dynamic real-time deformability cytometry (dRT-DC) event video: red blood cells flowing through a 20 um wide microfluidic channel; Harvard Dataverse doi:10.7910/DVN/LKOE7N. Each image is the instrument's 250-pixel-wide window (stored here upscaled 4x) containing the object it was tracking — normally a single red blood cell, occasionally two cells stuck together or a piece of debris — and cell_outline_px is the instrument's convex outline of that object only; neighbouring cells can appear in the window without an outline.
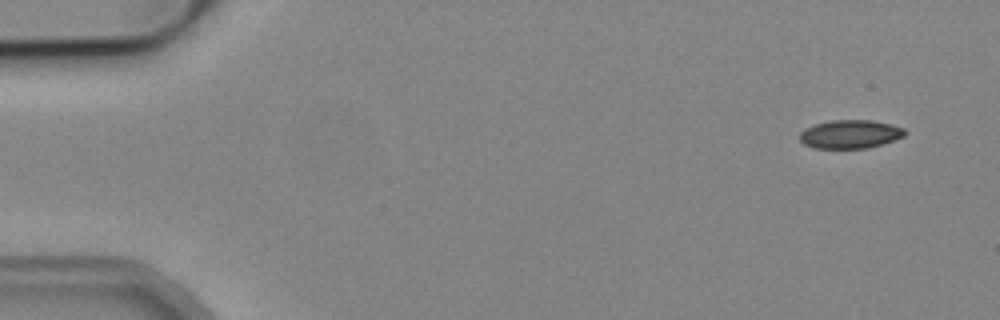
{"species": "common noctule bat (a hibernating species)", "species_latin": "Nyctalus noctula", "temperature_condition": "cold", "stored_images_in_passage": 50, "camera_frame_rate_fps": 3000, "um_per_image_px": 0.085, "animal": {"sex": "male", "body_mass_g": 19.2, "forearm_length_mm": 51.8}, "frame": {"image": 1, "passage_image": 1, "time_ms": 0.0, "image_size_px": [1000, 320], "cell_outline_px": [[904, 136], [868, 148], [816, 148], [804, 144], [800, 140], [800, 132], [804, 128], [816, 124], [832, 120], [872, 120], [904, 128]], "centroid_in_image_um": [72.22, 11.4], "position_along_channel_um": 12.8, "area_um2": 17.17}}
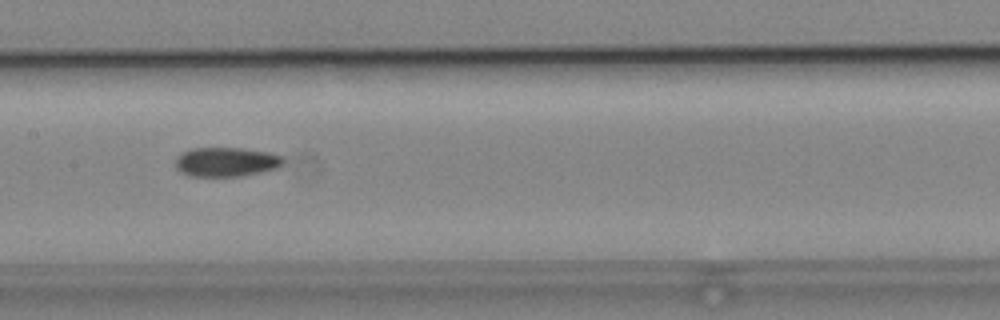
{"frame": {"image": 2, "passage_image": 24, "time_ms": 7.667, "image_size_px": [1000, 320], "cell_outline_px": [[284, 164], [276, 168], [260, 172], [240, 176], [188, 176], [180, 172], [176, 168], [176, 156], [192, 148], [240, 148], [268, 152], [280, 156], [284, 160]], "centroid_in_image_um": [19.2, 13.76], "position_along_channel_um": 188.2, "area_um2": 18.32}}
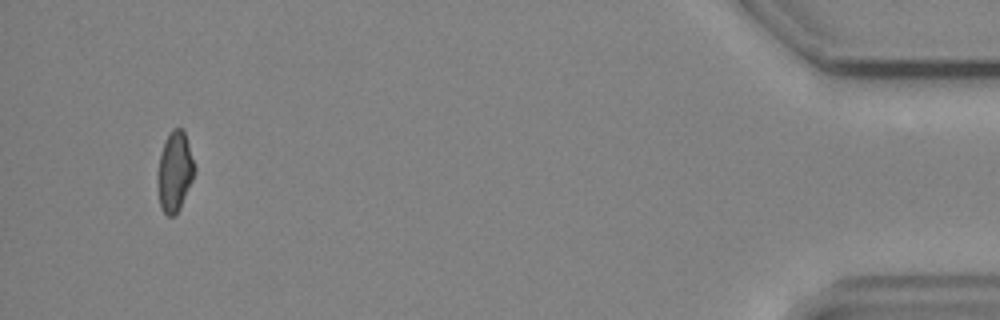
{"frame": {"image": 3, "passage_image": 48, "time_ms": 15.667, "image_size_px": [1000, 320], "cell_outline_px": [[196, 168], [192, 180], [180, 208], [176, 216], [168, 216], [160, 208], [156, 188], [156, 176], [160, 152], [172, 128], [180, 128], [184, 132]], "centroid_in_image_um": [14.81, 14.64], "position_along_channel_um": 420.4, "area_um2": 17.4}, "authors_computed_cell_mechanics": {"area_um2": 18.1492, "velocity_mm_per_s": 3.8841, "shape_relaxation_time_tau1_ms": null, "shape_relaxation_time_tau2_ms": 9.731, "deformation_change_tau1": null, "deformation_change_tau2": 0.1434}}